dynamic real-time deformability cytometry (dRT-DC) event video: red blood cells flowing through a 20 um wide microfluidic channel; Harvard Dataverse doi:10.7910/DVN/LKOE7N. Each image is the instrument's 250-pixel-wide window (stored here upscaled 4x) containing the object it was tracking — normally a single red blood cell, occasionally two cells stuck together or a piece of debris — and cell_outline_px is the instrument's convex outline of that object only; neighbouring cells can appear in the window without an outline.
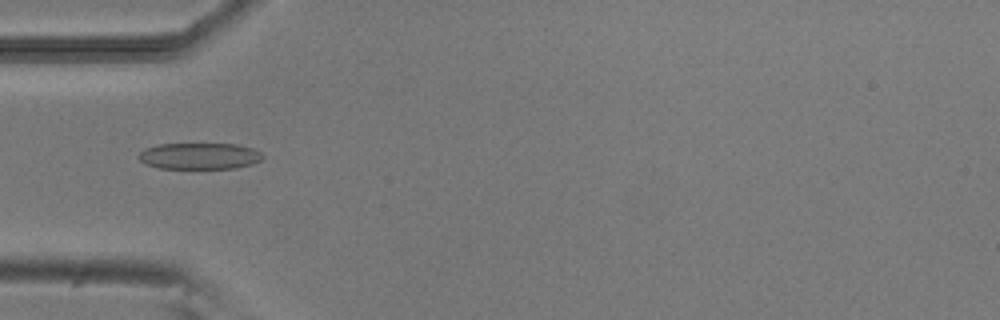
{"species": "common noctule bat (a hibernating species)", "species_latin": "Nyctalus noctula", "temperature_condition": "room temperature", "stored_images_in_passage": 41, "camera_frame_rate_fps": 3000, "um_per_image_px": 0.085, "animal": {"sex": "male", "body_mass_g": 20.5, "forearm_length_mm": 52.5}, "frame": {"image": 1, "passage_image": 5, "time_ms": 1.333, "image_size_px": [1000, 320], "cell_outline_px": [[264, 156], [260, 160], [252, 164], [236, 168], [160, 168], [144, 164], [136, 156], [144, 148], [160, 144], [236, 144], [252, 148], [260, 152]], "centroid_in_image_um": [16.92, 13.26], "position_along_channel_um": 68.1, "area_um2": 19.07}}
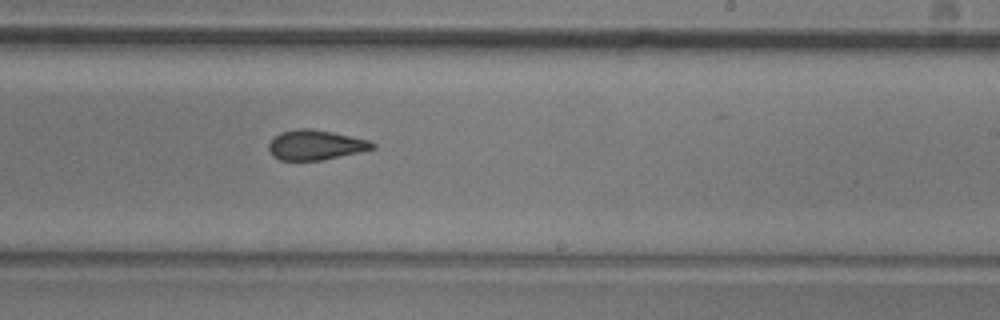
{"frame": {"image": 2, "passage_image": 20, "time_ms": 6.333, "image_size_px": [1000, 320], "cell_outline_px": [[376, 148], [360, 152], [320, 160], [280, 160], [272, 156], [268, 148], [268, 144], [272, 136], [280, 132], [300, 128], [312, 128], [332, 132], [368, 140], [376, 144]], "centroid_in_image_um": [26.78, 12.31], "position_along_channel_um": 262.2, "area_um2": 18.15}}
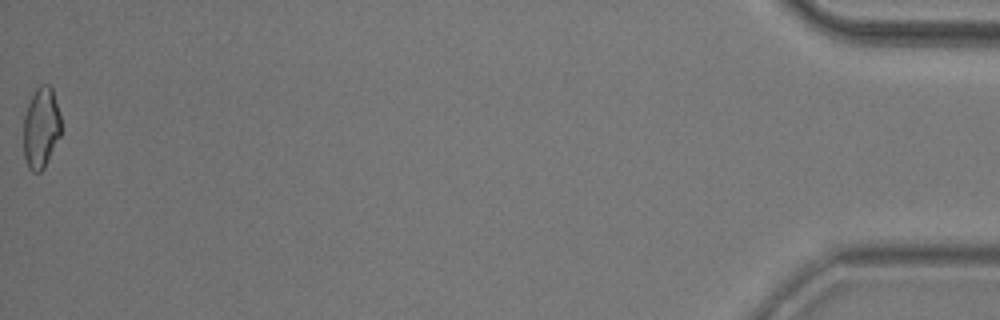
{"frame": {"image": 3, "passage_image": 41, "time_ms": 13.333, "image_size_px": [1000, 320], "cell_outline_px": [[60, 136], [44, 168], [40, 172], [32, 172], [28, 168], [24, 156], [24, 116], [28, 104], [36, 88], [40, 84], [48, 84], [52, 88], [60, 112]], "centroid_in_image_um": [3.49, 10.86], "position_along_channel_um": 431.7, "area_um2": 17.69}, "authors_computed_cell_mechanics": {"area_um2": 18.2648, "velocity_mm_per_s": 3.862, "shape_relaxation_time_tau1_ms": null, "shape_relaxation_time_tau2_ms": 1.771, "deformation_change_tau1": null, "deformation_change_tau2": 0.0841}}